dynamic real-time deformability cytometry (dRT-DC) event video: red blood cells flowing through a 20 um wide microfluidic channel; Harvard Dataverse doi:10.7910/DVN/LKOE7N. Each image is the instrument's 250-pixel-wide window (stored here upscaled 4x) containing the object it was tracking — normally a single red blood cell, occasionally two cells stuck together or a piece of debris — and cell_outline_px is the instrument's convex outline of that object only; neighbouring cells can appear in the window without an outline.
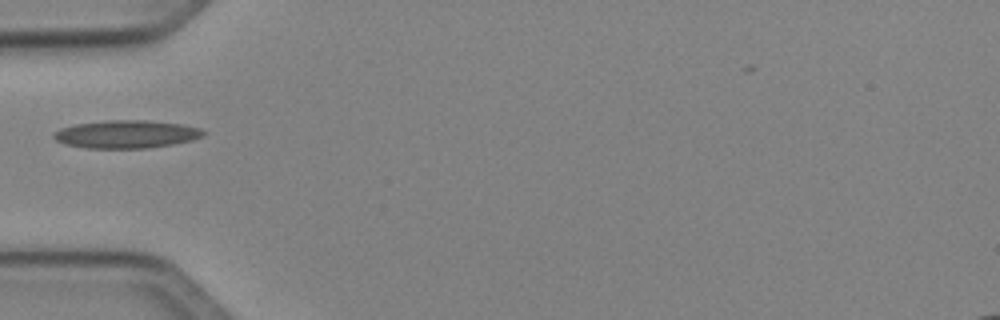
{"species": "Egyptian fruit bat (a non-hibernating species)", "species_latin": "Rousettus aegyptiacus", "temperature_condition": "cold", "stored_images_in_passage": 1, "camera_frame_rate_fps": 3000, "um_per_image_px": 0.085, "animal": {"sex": "female"}, "frame": {"image": 1, "passage_image": 1, "time_ms": 0.0, "image_size_px": [1000, 320], "cell_outline_px": [[208, 132], [204, 136], [192, 140], [172, 144], [148, 148], [84, 148], [64, 144], [56, 140], [52, 136], [60, 128], [76, 124], [108, 120], [144, 120], [184, 124], [200, 128]], "centroid_in_image_um": [10.77, 11.41], "position_along_channel_um": 74.2, "area_um2": 24.45}}